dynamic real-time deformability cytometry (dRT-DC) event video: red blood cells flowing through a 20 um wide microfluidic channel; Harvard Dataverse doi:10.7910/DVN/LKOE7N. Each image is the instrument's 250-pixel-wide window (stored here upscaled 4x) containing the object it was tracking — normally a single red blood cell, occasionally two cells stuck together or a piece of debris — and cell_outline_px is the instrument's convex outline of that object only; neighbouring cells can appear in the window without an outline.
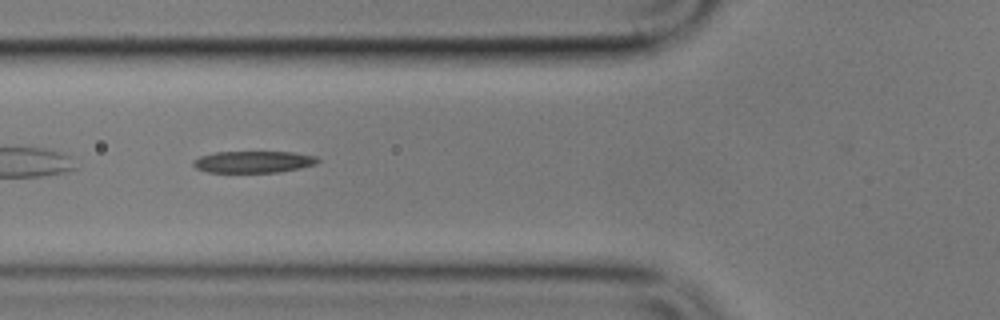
{"species": "common noctule bat (a hibernating species)", "species_latin": "Nyctalus noctula", "temperature_condition": "cold", "stored_images_in_passage": 2, "camera_frame_rate_fps": 3000, "um_per_image_px": 0.085, "animal": {"sex": "male", "body_mass_g": 17.9}, "frame": {"image": 1, "passage_image": 2, "time_ms": 1.0, "image_size_px": [1000, 320], "cell_outline_px": [[320, 160], [316, 164], [300, 168], [280, 172], [208, 172], [196, 168], [192, 164], [192, 160], [200, 156], [216, 152], [292, 152], [316, 156]], "centroid_in_image_um": [21.54, 13.75], "position_along_channel_um": 104.3, "area_um2": 15.78}}